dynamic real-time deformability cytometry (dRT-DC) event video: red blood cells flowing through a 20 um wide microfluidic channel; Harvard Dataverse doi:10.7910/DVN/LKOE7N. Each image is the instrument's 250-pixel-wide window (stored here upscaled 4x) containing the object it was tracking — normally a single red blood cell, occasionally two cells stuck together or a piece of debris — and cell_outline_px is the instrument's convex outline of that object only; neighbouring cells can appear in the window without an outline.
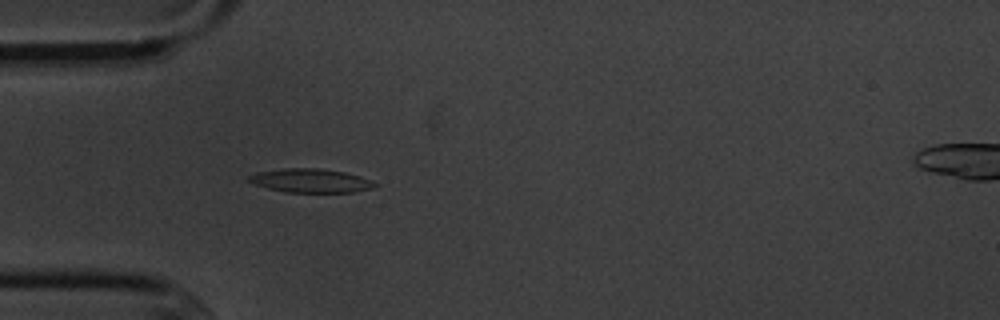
{"species": "common noctule bat (a hibernating species)", "species_latin": "Nyctalus noctula", "temperature_condition": "cold", "stored_images_in_passage": 4, "camera_frame_rate_fps": 3000, "um_per_image_px": 0.085, "animal": {"sex": "male", "body_mass_g": 20.1, "forearm_length_mm": 53.5}, "frame": {"image": 1, "passage_image": 4, "time_ms": 3.333, "image_size_px": [1000, 320], "cell_outline_px": [[380, 184], [372, 188], [352, 192], [284, 192], [268, 188], [244, 180], [248, 176], [256, 172], [284, 168], [316, 168], [344, 172], [360, 176]], "centroid_in_image_um": [26.38, 15.35], "position_along_channel_um": 58.6, "area_um2": 17.46}}